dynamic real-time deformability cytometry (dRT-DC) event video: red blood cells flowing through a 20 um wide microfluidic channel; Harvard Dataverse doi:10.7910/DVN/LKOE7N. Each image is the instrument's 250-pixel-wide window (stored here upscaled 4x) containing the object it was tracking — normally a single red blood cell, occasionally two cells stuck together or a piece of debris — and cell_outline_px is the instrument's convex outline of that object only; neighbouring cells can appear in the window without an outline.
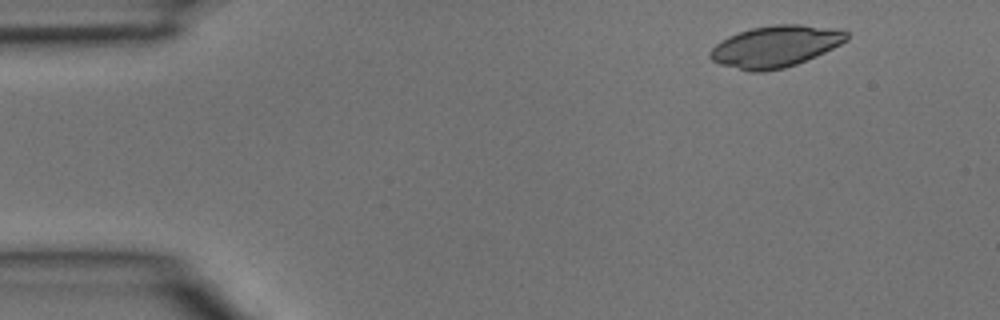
{"species": "common noctule bat (a hibernating species)", "species_latin": "Nyctalus noctula", "temperature_condition": "room temperature", "stored_images_in_passage": 3, "camera_frame_rate_fps": 3000, "um_per_image_px": 0.085, "animal": {"sex": "male", "body_mass_g": 15.6}, "frame": {"image": 1, "passage_image": 1, "time_ms": 0.0, "image_size_px": [1000, 320], "cell_outline_px": [[848, 40], [816, 56], [796, 64], [784, 68], [764, 72], [748, 72], [720, 64], [712, 60], [708, 56], [708, 52], [716, 44], [728, 36], [752, 28], [776, 24], [800, 24], [840, 28], [848, 32]], "centroid_in_image_um": [65.92, 3.94], "position_along_channel_um": 19.1, "area_um2": 33.23}}